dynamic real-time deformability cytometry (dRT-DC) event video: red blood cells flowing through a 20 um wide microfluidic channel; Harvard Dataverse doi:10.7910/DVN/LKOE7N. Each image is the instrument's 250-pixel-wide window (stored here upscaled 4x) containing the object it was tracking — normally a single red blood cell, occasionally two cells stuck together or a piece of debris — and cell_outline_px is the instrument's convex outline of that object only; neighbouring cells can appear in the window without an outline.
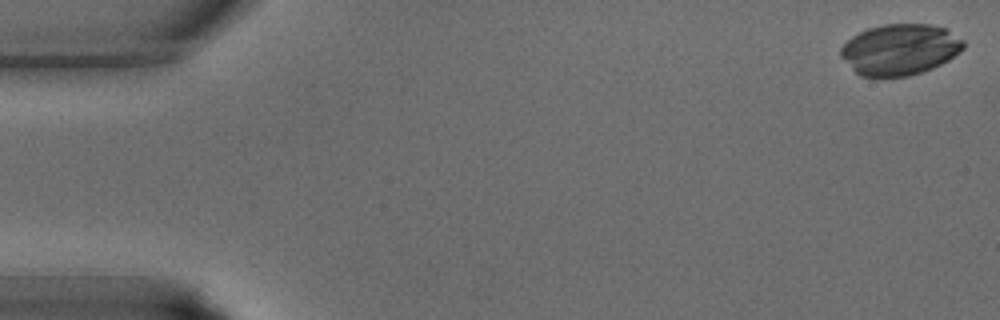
{"species": "common noctule bat (a hibernating species)", "species_latin": "Nyctalus noctula", "temperature_condition": "warm", "stored_images_in_passage": 38, "camera_frame_rate_fps": 3000, "um_per_image_px": 0.085, "animal": {"sex": "male", "body_mass_g": 15.6}, "frame": {"image": 1, "passage_image": 1, "time_ms": 0.0, "image_size_px": [1000, 320], "cell_outline_px": [[964, 48], [960, 52], [948, 60], [932, 68], [908, 76], [860, 76], [840, 56], [840, 48], [852, 36], [868, 28], [884, 24], [928, 24], [948, 28], [964, 40]], "centroid_in_image_um": [76.52, 4.19], "position_along_channel_um": 8.5, "area_um2": 36.41}}
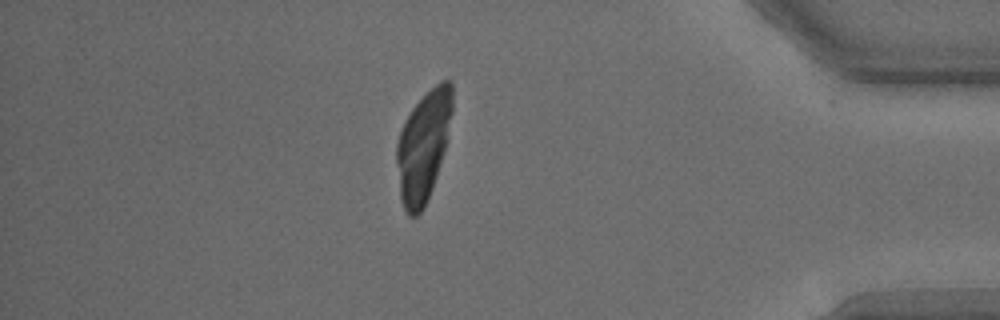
{"frame": {"image": 2, "passage_image": 33, "time_ms": 10.667, "image_size_px": [1000, 320], "cell_outline_px": [[452, 112], [444, 148], [436, 176], [432, 188], [424, 208], [416, 216], [408, 216], [400, 200], [396, 164], [396, 144], [404, 120], [412, 108], [440, 80], [452, 80]], "centroid_in_image_um": [35.95, 12.44], "position_along_channel_um": 399.3, "area_um2": 35.43}}
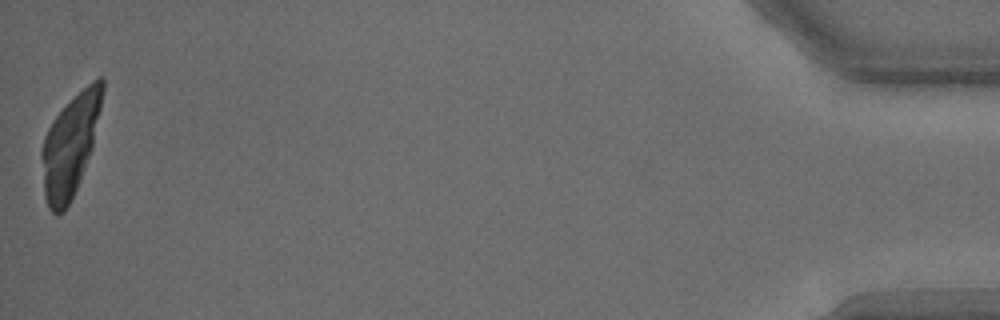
{"frame": {"image": 3, "passage_image": 38, "time_ms": 12.333, "image_size_px": [1000, 320], "cell_outline_px": [[104, 88], [92, 148], [80, 180], [64, 212], [56, 216], [48, 208], [44, 196], [40, 156], [40, 152], [44, 136], [52, 120], [92, 80], [100, 76], [104, 76]], "centroid_in_image_um": [5.93, 12.4], "position_along_channel_um": 429.3, "area_um2": 35.49}}